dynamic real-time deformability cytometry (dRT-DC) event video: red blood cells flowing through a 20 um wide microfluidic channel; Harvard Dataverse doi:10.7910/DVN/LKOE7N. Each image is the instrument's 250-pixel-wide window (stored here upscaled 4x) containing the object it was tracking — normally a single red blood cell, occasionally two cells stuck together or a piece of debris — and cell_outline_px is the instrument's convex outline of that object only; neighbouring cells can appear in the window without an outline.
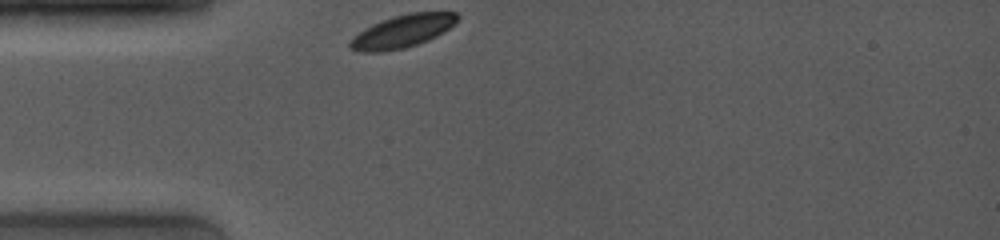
{"species": "common noctule bat (a hibernating species)", "species_latin": "Nyctalus noctula", "temperature_condition": "room temperature", "stored_images_in_passage": 40, "camera_frame_rate_fps": 4000, "um_per_image_px": 0.085, "animal": {"sex": "female", "body_mass_g": 19.0, "forearm_length_mm": 53.3}, "frame": {"image": 1, "passage_image": 1, "time_ms": 0.0, "image_size_px": [1000, 240], "cell_outline_px": [[460, 16], [448, 28], [436, 36], [428, 40], [404, 48], [380, 52], [356, 52], [348, 48], [348, 40], [364, 28], [372, 24], [392, 16], [408, 12], [456, 12]], "centroid_in_image_um": [34.13, 2.66], "position_along_channel_um": 50.9, "area_um2": 20.58}}
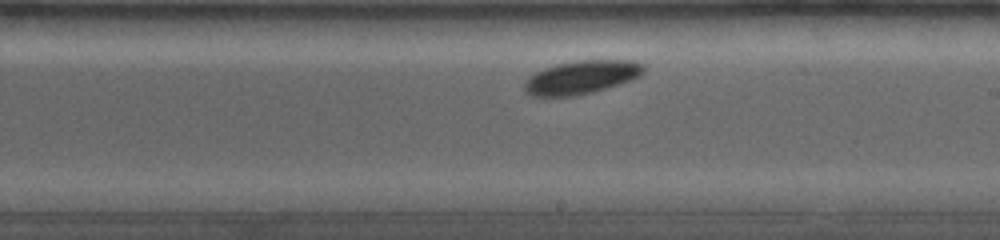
{"frame": {"image": 2, "passage_image": 22, "time_ms": 5.25, "image_size_px": [1000, 240], "cell_outline_px": [[644, 72], [640, 76], [632, 80], [592, 92], [572, 96], [528, 96], [524, 92], [524, 80], [536, 72], [544, 68], [556, 64], [576, 60], [632, 60], [644, 64]], "centroid_in_image_um": [49.4, 6.56], "position_along_channel_um": 239.6, "area_um2": 23.35}}
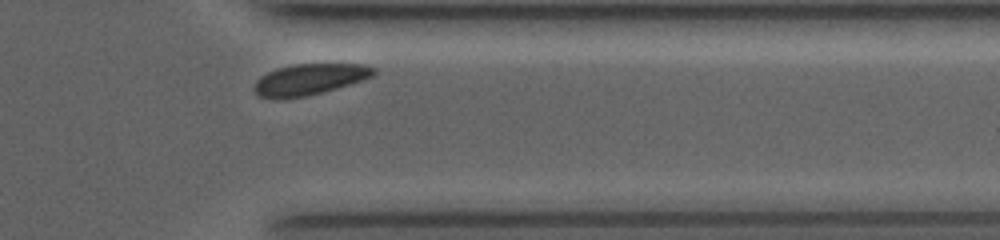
{"frame": {"image": 3, "passage_image": 37, "time_ms": 9.0, "image_size_px": [1000, 240], "cell_outline_px": [[376, 72], [372, 76], [364, 80], [336, 88], [304, 96], [284, 100], [272, 100], [256, 96], [252, 88], [256, 80], [260, 76], [276, 68], [296, 64], [364, 64], [376, 68]], "centroid_in_image_um": [26.23, 6.77], "position_along_channel_um": 385.2, "area_um2": 22.02}, "authors_computed_cell_mechanics": {"area_um2": 22.253, "velocity_mm_per_s": 3.8121, "shape_relaxation_time_tau1_ms": 0.5764, "shape_relaxation_time_tau2_ms": null, "deformation_change_tau1": 0.0197, "deformation_change_tau2": null}}